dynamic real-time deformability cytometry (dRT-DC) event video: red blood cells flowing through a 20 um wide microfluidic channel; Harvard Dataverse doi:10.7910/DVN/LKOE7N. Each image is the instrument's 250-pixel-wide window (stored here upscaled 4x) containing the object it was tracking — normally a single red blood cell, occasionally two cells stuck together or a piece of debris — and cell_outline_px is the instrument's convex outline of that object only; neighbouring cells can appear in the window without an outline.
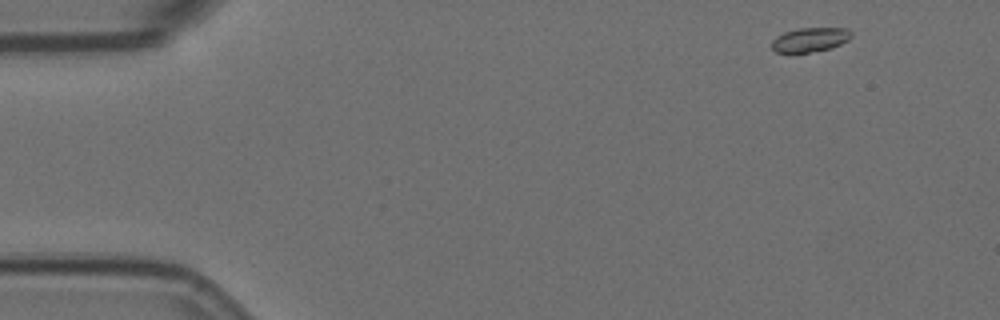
{"species": "Egyptian fruit bat (a non-hibernating species)", "species_latin": "Rousettus aegyptiacus", "temperature_condition": "room temperature", "stored_images_in_passage": 53, "camera_frame_rate_fps": 3000, "um_per_image_px": 0.085, "animal": {"sex": "female"}, "frame": {"image": 1, "passage_image": 1, "time_ms": 0.0, "image_size_px": [1000, 320], "cell_outline_px": [[852, 36], [848, 40], [832, 48], [808, 52], [776, 52], [772, 48], [772, 40], [776, 36], [784, 32], [800, 28], [848, 28], [852, 32]], "centroid_in_image_um": [68.87, 3.36], "position_along_channel_um": 16.1, "area_um2": 11.21}}
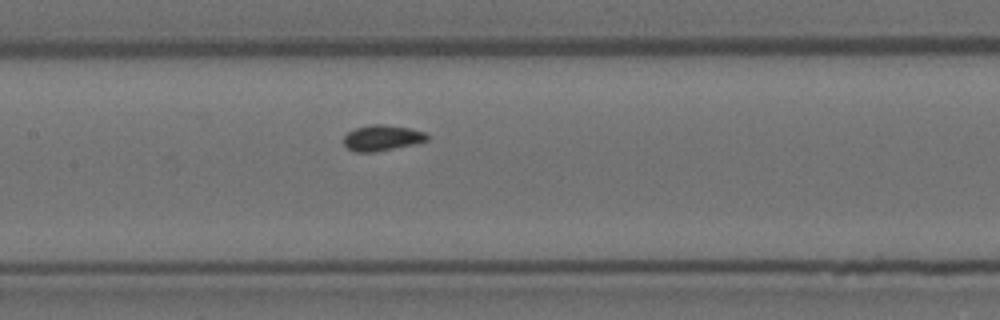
{"frame": {"image": 2, "passage_image": 23, "time_ms": 7.333, "image_size_px": [1000, 320], "cell_outline_px": [[428, 140], [416, 144], [372, 152], [356, 152], [348, 148], [344, 144], [344, 136], [348, 132], [356, 128], [372, 124], [384, 124], [408, 128], [424, 132], [428, 136]], "centroid_in_image_um": [32.48, 11.72], "position_along_channel_um": 174.9, "area_um2": 12.37}}
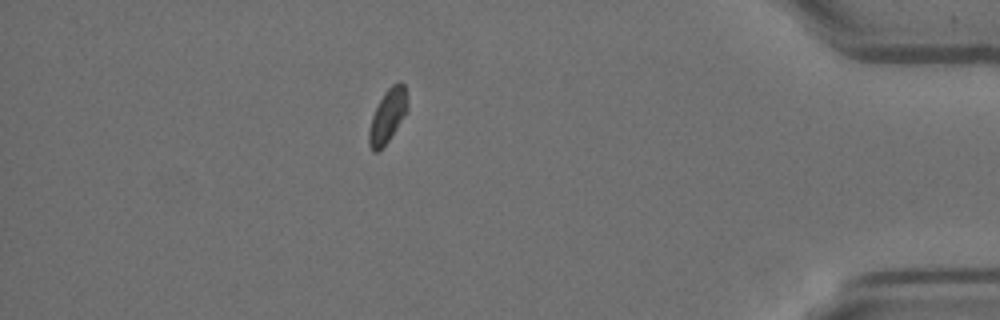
{"frame": {"image": 3, "passage_image": 46, "time_ms": 15.0, "image_size_px": [1000, 320], "cell_outline_px": [[408, 112], [388, 140], [376, 152], [372, 152], [368, 144], [368, 132], [372, 116], [384, 92], [392, 84], [400, 80], [404, 84], [408, 104]], "centroid_in_image_um": [32.96, 9.83], "position_along_channel_um": 402.2, "area_um2": 12.02}}